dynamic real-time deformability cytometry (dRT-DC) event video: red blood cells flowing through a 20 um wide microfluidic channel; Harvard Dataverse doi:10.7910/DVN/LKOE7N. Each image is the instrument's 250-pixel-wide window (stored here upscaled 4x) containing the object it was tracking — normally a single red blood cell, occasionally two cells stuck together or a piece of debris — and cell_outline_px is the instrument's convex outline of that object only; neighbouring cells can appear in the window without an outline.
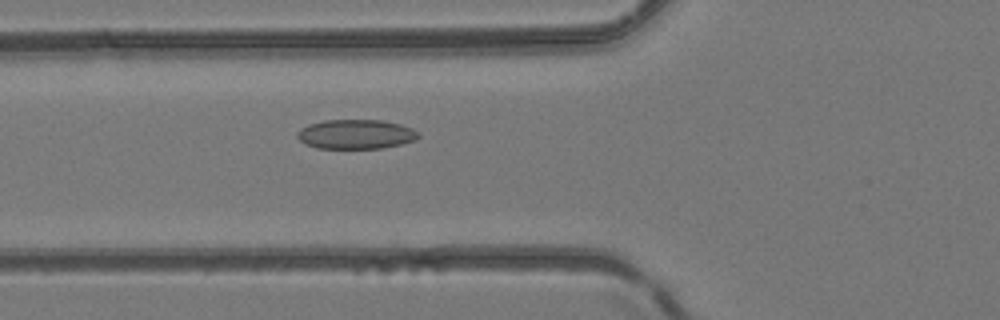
{"species": "common noctule bat (a hibernating species)", "species_latin": "Nyctalus noctula", "temperature_condition": "room temperature", "stored_images_in_passage": 46, "camera_frame_rate_fps": 3000, "um_per_image_px": 0.085, "animal": {"sex": "female", "body_mass_g": 24.6, "forearm_length_mm": 56.2}, "frame": {"image": 1, "passage_image": 17, "time_ms": 5.333, "image_size_px": [1000, 320], "cell_outline_px": [[420, 136], [416, 140], [384, 148], [316, 148], [304, 144], [296, 136], [296, 132], [300, 128], [308, 124], [324, 120], [380, 120], [400, 124], [412, 128], [420, 132]], "centroid_in_image_um": [30.24, 11.41], "position_along_channel_um": 95.6, "area_um2": 20.98}}
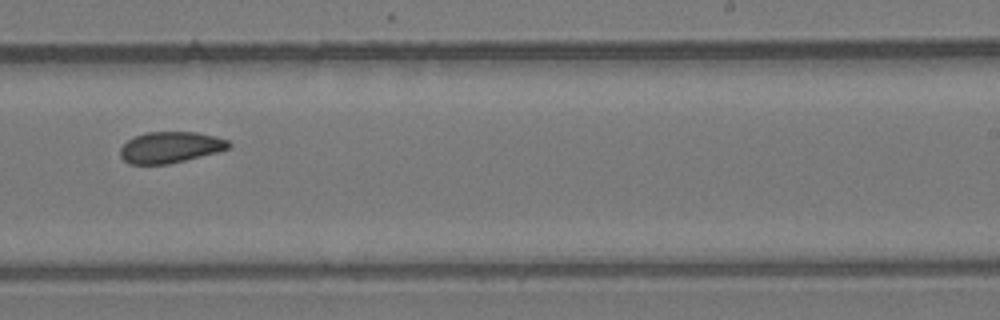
{"frame": {"image": 2, "passage_image": 29, "time_ms": 9.333, "image_size_px": [1000, 320], "cell_outline_px": [[232, 144], [228, 148], [216, 152], [168, 164], [128, 164], [120, 156], [120, 148], [128, 140], [136, 136], [148, 132], [196, 132], [216, 136], [228, 140]], "centroid_in_image_um": [14.47, 12.52], "position_along_channel_um": 274.5, "area_um2": 19.54}}
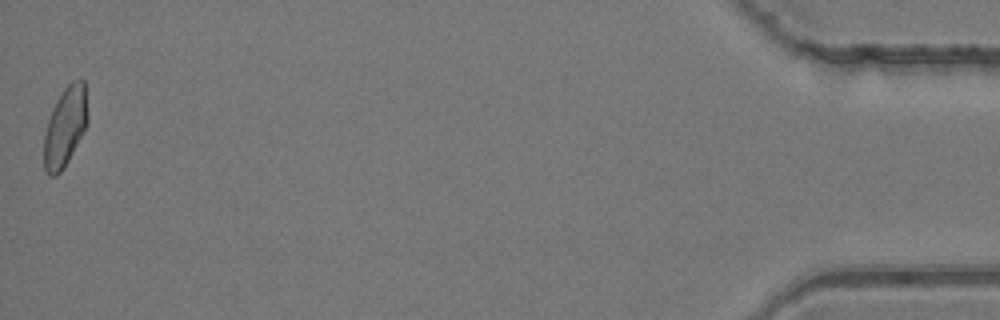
{"frame": {"image": 3, "passage_image": 46, "time_ms": 15.0, "image_size_px": [1000, 320], "cell_outline_px": [[88, 124], [64, 168], [56, 176], [48, 176], [44, 172], [44, 136], [48, 120], [52, 108], [56, 100], [64, 88], [72, 80], [84, 80], [88, 116]], "centroid_in_image_um": [5.53, 10.79], "position_along_channel_um": 429.7, "area_um2": 20.4}}